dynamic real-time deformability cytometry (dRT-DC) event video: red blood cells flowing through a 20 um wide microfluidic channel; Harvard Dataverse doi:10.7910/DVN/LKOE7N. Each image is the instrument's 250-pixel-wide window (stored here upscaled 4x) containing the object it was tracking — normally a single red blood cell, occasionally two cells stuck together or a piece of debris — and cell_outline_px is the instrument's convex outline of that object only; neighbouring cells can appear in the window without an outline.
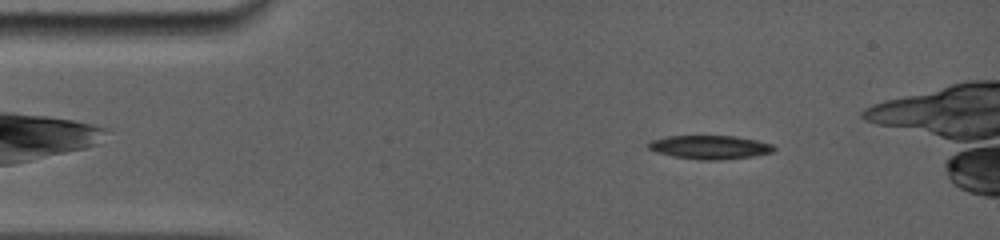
{"species": "common noctule bat (a hibernating species)", "species_latin": "Nyctalus noctula", "temperature_condition": "room temperature", "stored_images_in_passage": 21, "camera_frame_rate_fps": 5000, "um_per_image_px": 0.085, "animal": {"sex": "female", "body_mass_g": 19.0, "forearm_length_mm": 56.7}, "frame": {"image": 1, "passage_image": 5, "time_ms": 1.8, "image_size_px": [1000, 240], "cell_outline_px": [[776, 148], [772, 152], [756, 156], [720, 160], [700, 160], [672, 156], [656, 152], [648, 148], [648, 144], [652, 140], [668, 136], [736, 136], [756, 140], [772, 144]], "centroid_in_image_um": [60.36, 12.52], "position_along_channel_um": 24.6, "area_um2": 17.34}}
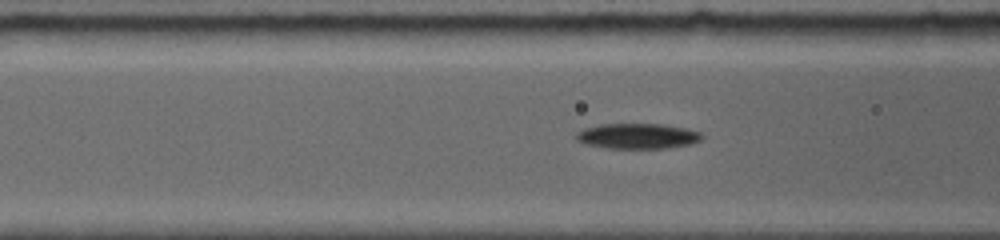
{"frame": {"image": 2, "passage_image": 14, "time_ms": 5.6, "image_size_px": [1000, 240], "cell_outline_px": [[704, 136], [700, 140], [692, 144], [664, 148], [604, 148], [584, 144], [576, 140], [576, 132], [584, 128], [600, 124], [660, 124], [684, 128], [700, 132]], "centroid_in_image_um": [54.15, 11.57], "position_along_channel_um": 112.4, "area_um2": 18.61}}
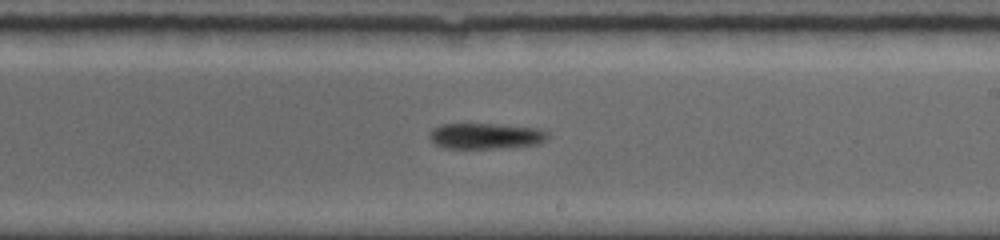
{"frame": {"image": 3, "passage_image": 21, "time_ms": 9.2, "image_size_px": [1000, 240], "cell_outline_px": [[548, 140], [540, 144], [496, 148], [448, 148], [436, 144], [428, 136], [432, 128], [440, 124], [504, 124], [540, 128], [548, 132]], "centroid_in_image_um": [41.34, 11.54], "position_along_channel_um": 247.7, "area_um2": 17.98}}